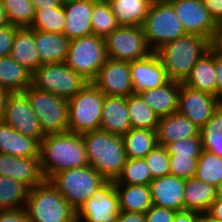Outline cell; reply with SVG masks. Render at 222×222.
Returning <instances> with one entry per match:
<instances>
[{
    "mask_svg": "<svg viewBox=\"0 0 222 222\" xmlns=\"http://www.w3.org/2000/svg\"><path fill=\"white\" fill-rule=\"evenodd\" d=\"M88 165L81 134L70 131L48 134L40 142V168L45 180L54 174Z\"/></svg>",
    "mask_w": 222,
    "mask_h": 222,
    "instance_id": "1",
    "label": "cell"
},
{
    "mask_svg": "<svg viewBox=\"0 0 222 222\" xmlns=\"http://www.w3.org/2000/svg\"><path fill=\"white\" fill-rule=\"evenodd\" d=\"M81 135L87 152L88 165L107 181H116L127 160L122 136L101 129Z\"/></svg>",
    "mask_w": 222,
    "mask_h": 222,
    "instance_id": "2",
    "label": "cell"
},
{
    "mask_svg": "<svg viewBox=\"0 0 222 222\" xmlns=\"http://www.w3.org/2000/svg\"><path fill=\"white\" fill-rule=\"evenodd\" d=\"M213 43L195 34H185L164 44L155 53L164 66L169 80L183 83L197 61L209 51Z\"/></svg>",
    "mask_w": 222,
    "mask_h": 222,
    "instance_id": "3",
    "label": "cell"
},
{
    "mask_svg": "<svg viewBox=\"0 0 222 222\" xmlns=\"http://www.w3.org/2000/svg\"><path fill=\"white\" fill-rule=\"evenodd\" d=\"M25 210L29 222H75L76 210L49 182L29 189Z\"/></svg>",
    "mask_w": 222,
    "mask_h": 222,
    "instance_id": "4",
    "label": "cell"
},
{
    "mask_svg": "<svg viewBox=\"0 0 222 222\" xmlns=\"http://www.w3.org/2000/svg\"><path fill=\"white\" fill-rule=\"evenodd\" d=\"M107 180L87 165L54 174L49 182L77 211Z\"/></svg>",
    "mask_w": 222,
    "mask_h": 222,
    "instance_id": "5",
    "label": "cell"
},
{
    "mask_svg": "<svg viewBox=\"0 0 222 222\" xmlns=\"http://www.w3.org/2000/svg\"><path fill=\"white\" fill-rule=\"evenodd\" d=\"M105 95L92 83L68 99V131L83 134L100 129Z\"/></svg>",
    "mask_w": 222,
    "mask_h": 222,
    "instance_id": "6",
    "label": "cell"
},
{
    "mask_svg": "<svg viewBox=\"0 0 222 222\" xmlns=\"http://www.w3.org/2000/svg\"><path fill=\"white\" fill-rule=\"evenodd\" d=\"M107 59L105 39L92 34L71 39L64 62L92 82Z\"/></svg>",
    "mask_w": 222,
    "mask_h": 222,
    "instance_id": "7",
    "label": "cell"
},
{
    "mask_svg": "<svg viewBox=\"0 0 222 222\" xmlns=\"http://www.w3.org/2000/svg\"><path fill=\"white\" fill-rule=\"evenodd\" d=\"M44 133L56 134L68 131V101L53 93L37 89L33 85L23 92Z\"/></svg>",
    "mask_w": 222,
    "mask_h": 222,
    "instance_id": "8",
    "label": "cell"
},
{
    "mask_svg": "<svg viewBox=\"0 0 222 222\" xmlns=\"http://www.w3.org/2000/svg\"><path fill=\"white\" fill-rule=\"evenodd\" d=\"M142 28L147 44L153 52L186 34L168 1L150 5Z\"/></svg>",
    "mask_w": 222,
    "mask_h": 222,
    "instance_id": "9",
    "label": "cell"
},
{
    "mask_svg": "<svg viewBox=\"0 0 222 222\" xmlns=\"http://www.w3.org/2000/svg\"><path fill=\"white\" fill-rule=\"evenodd\" d=\"M88 82L65 62L44 64L32 74L34 87L67 100L81 91Z\"/></svg>",
    "mask_w": 222,
    "mask_h": 222,
    "instance_id": "10",
    "label": "cell"
},
{
    "mask_svg": "<svg viewBox=\"0 0 222 222\" xmlns=\"http://www.w3.org/2000/svg\"><path fill=\"white\" fill-rule=\"evenodd\" d=\"M105 46L108 58L118 61L131 62L153 53L138 26H119L105 38Z\"/></svg>",
    "mask_w": 222,
    "mask_h": 222,
    "instance_id": "11",
    "label": "cell"
},
{
    "mask_svg": "<svg viewBox=\"0 0 222 222\" xmlns=\"http://www.w3.org/2000/svg\"><path fill=\"white\" fill-rule=\"evenodd\" d=\"M168 2L173 6L186 34H195L214 42L217 23L210 16L203 0H169Z\"/></svg>",
    "mask_w": 222,
    "mask_h": 222,
    "instance_id": "12",
    "label": "cell"
},
{
    "mask_svg": "<svg viewBox=\"0 0 222 222\" xmlns=\"http://www.w3.org/2000/svg\"><path fill=\"white\" fill-rule=\"evenodd\" d=\"M119 212V197L114 182L106 181L76 211V219L82 222H116Z\"/></svg>",
    "mask_w": 222,
    "mask_h": 222,
    "instance_id": "13",
    "label": "cell"
},
{
    "mask_svg": "<svg viewBox=\"0 0 222 222\" xmlns=\"http://www.w3.org/2000/svg\"><path fill=\"white\" fill-rule=\"evenodd\" d=\"M3 122L17 132L33 137L39 142L45 137L28 97L23 92L8 95Z\"/></svg>",
    "mask_w": 222,
    "mask_h": 222,
    "instance_id": "14",
    "label": "cell"
},
{
    "mask_svg": "<svg viewBox=\"0 0 222 222\" xmlns=\"http://www.w3.org/2000/svg\"><path fill=\"white\" fill-rule=\"evenodd\" d=\"M92 83L106 96L128 97L134 94L130 62L108 58Z\"/></svg>",
    "mask_w": 222,
    "mask_h": 222,
    "instance_id": "15",
    "label": "cell"
},
{
    "mask_svg": "<svg viewBox=\"0 0 222 222\" xmlns=\"http://www.w3.org/2000/svg\"><path fill=\"white\" fill-rule=\"evenodd\" d=\"M220 104L216 96L181 83L178 112L191 120L199 129L206 124Z\"/></svg>",
    "mask_w": 222,
    "mask_h": 222,
    "instance_id": "16",
    "label": "cell"
},
{
    "mask_svg": "<svg viewBox=\"0 0 222 222\" xmlns=\"http://www.w3.org/2000/svg\"><path fill=\"white\" fill-rule=\"evenodd\" d=\"M130 69L134 94L155 89L169 81L166 70L155 52L143 59L131 61Z\"/></svg>",
    "mask_w": 222,
    "mask_h": 222,
    "instance_id": "17",
    "label": "cell"
},
{
    "mask_svg": "<svg viewBox=\"0 0 222 222\" xmlns=\"http://www.w3.org/2000/svg\"><path fill=\"white\" fill-rule=\"evenodd\" d=\"M0 175L21 182L29 189L45 180L40 168V157H16L0 153Z\"/></svg>",
    "mask_w": 222,
    "mask_h": 222,
    "instance_id": "18",
    "label": "cell"
},
{
    "mask_svg": "<svg viewBox=\"0 0 222 222\" xmlns=\"http://www.w3.org/2000/svg\"><path fill=\"white\" fill-rule=\"evenodd\" d=\"M185 183V179L172 174L153 179L150 183L153 205L174 211L184 210Z\"/></svg>",
    "mask_w": 222,
    "mask_h": 222,
    "instance_id": "19",
    "label": "cell"
},
{
    "mask_svg": "<svg viewBox=\"0 0 222 222\" xmlns=\"http://www.w3.org/2000/svg\"><path fill=\"white\" fill-rule=\"evenodd\" d=\"M94 1L92 0H64L65 12L64 35L69 40L93 34L91 14Z\"/></svg>",
    "mask_w": 222,
    "mask_h": 222,
    "instance_id": "20",
    "label": "cell"
},
{
    "mask_svg": "<svg viewBox=\"0 0 222 222\" xmlns=\"http://www.w3.org/2000/svg\"><path fill=\"white\" fill-rule=\"evenodd\" d=\"M200 129L186 116L175 112L159 117L156 130L157 144H167L187 138L197 137Z\"/></svg>",
    "mask_w": 222,
    "mask_h": 222,
    "instance_id": "21",
    "label": "cell"
},
{
    "mask_svg": "<svg viewBox=\"0 0 222 222\" xmlns=\"http://www.w3.org/2000/svg\"><path fill=\"white\" fill-rule=\"evenodd\" d=\"M131 128L126 97L105 95L100 129L110 134L123 136Z\"/></svg>",
    "mask_w": 222,
    "mask_h": 222,
    "instance_id": "22",
    "label": "cell"
},
{
    "mask_svg": "<svg viewBox=\"0 0 222 222\" xmlns=\"http://www.w3.org/2000/svg\"><path fill=\"white\" fill-rule=\"evenodd\" d=\"M181 82L169 80L155 89L139 93L143 101L159 116L178 112L179 91Z\"/></svg>",
    "mask_w": 222,
    "mask_h": 222,
    "instance_id": "23",
    "label": "cell"
},
{
    "mask_svg": "<svg viewBox=\"0 0 222 222\" xmlns=\"http://www.w3.org/2000/svg\"><path fill=\"white\" fill-rule=\"evenodd\" d=\"M184 85L216 96L215 45L213 44L193 66Z\"/></svg>",
    "mask_w": 222,
    "mask_h": 222,
    "instance_id": "24",
    "label": "cell"
},
{
    "mask_svg": "<svg viewBox=\"0 0 222 222\" xmlns=\"http://www.w3.org/2000/svg\"><path fill=\"white\" fill-rule=\"evenodd\" d=\"M0 153L16 157H40V142L0 122Z\"/></svg>",
    "mask_w": 222,
    "mask_h": 222,
    "instance_id": "25",
    "label": "cell"
},
{
    "mask_svg": "<svg viewBox=\"0 0 222 222\" xmlns=\"http://www.w3.org/2000/svg\"><path fill=\"white\" fill-rule=\"evenodd\" d=\"M34 39L41 66L65 61L70 41L66 35L34 29Z\"/></svg>",
    "mask_w": 222,
    "mask_h": 222,
    "instance_id": "26",
    "label": "cell"
},
{
    "mask_svg": "<svg viewBox=\"0 0 222 222\" xmlns=\"http://www.w3.org/2000/svg\"><path fill=\"white\" fill-rule=\"evenodd\" d=\"M10 56L32 74L41 66L39 52L35 47L34 29H16Z\"/></svg>",
    "mask_w": 222,
    "mask_h": 222,
    "instance_id": "27",
    "label": "cell"
},
{
    "mask_svg": "<svg viewBox=\"0 0 222 222\" xmlns=\"http://www.w3.org/2000/svg\"><path fill=\"white\" fill-rule=\"evenodd\" d=\"M216 187L193 177L187 179L184 190V210L207 213L216 200Z\"/></svg>",
    "mask_w": 222,
    "mask_h": 222,
    "instance_id": "28",
    "label": "cell"
},
{
    "mask_svg": "<svg viewBox=\"0 0 222 222\" xmlns=\"http://www.w3.org/2000/svg\"><path fill=\"white\" fill-rule=\"evenodd\" d=\"M32 85V73L10 55L0 57V88L10 93L24 92Z\"/></svg>",
    "mask_w": 222,
    "mask_h": 222,
    "instance_id": "29",
    "label": "cell"
},
{
    "mask_svg": "<svg viewBox=\"0 0 222 222\" xmlns=\"http://www.w3.org/2000/svg\"><path fill=\"white\" fill-rule=\"evenodd\" d=\"M119 26L142 27L151 3L147 0H107Z\"/></svg>",
    "mask_w": 222,
    "mask_h": 222,
    "instance_id": "30",
    "label": "cell"
},
{
    "mask_svg": "<svg viewBox=\"0 0 222 222\" xmlns=\"http://www.w3.org/2000/svg\"><path fill=\"white\" fill-rule=\"evenodd\" d=\"M120 211L145 213L152 205L150 185H114Z\"/></svg>",
    "mask_w": 222,
    "mask_h": 222,
    "instance_id": "31",
    "label": "cell"
},
{
    "mask_svg": "<svg viewBox=\"0 0 222 222\" xmlns=\"http://www.w3.org/2000/svg\"><path fill=\"white\" fill-rule=\"evenodd\" d=\"M122 139L128 159L144 158L157 145L155 130L131 128Z\"/></svg>",
    "mask_w": 222,
    "mask_h": 222,
    "instance_id": "32",
    "label": "cell"
},
{
    "mask_svg": "<svg viewBox=\"0 0 222 222\" xmlns=\"http://www.w3.org/2000/svg\"><path fill=\"white\" fill-rule=\"evenodd\" d=\"M126 104L132 128L157 130L159 116L139 94H131L126 97Z\"/></svg>",
    "mask_w": 222,
    "mask_h": 222,
    "instance_id": "33",
    "label": "cell"
},
{
    "mask_svg": "<svg viewBox=\"0 0 222 222\" xmlns=\"http://www.w3.org/2000/svg\"><path fill=\"white\" fill-rule=\"evenodd\" d=\"M29 188L10 177L0 175V210L25 208Z\"/></svg>",
    "mask_w": 222,
    "mask_h": 222,
    "instance_id": "34",
    "label": "cell"
},
{
    "mask_svg": "<svg viewBox=\"0 0 222 222\" xmlns=\"http://www.w3.org/2000/svg\"><path fill=\"white\" fill-rule=\"evenodd\" d=\"M202 148L222 157V103L199 131Z\"/></svg>",
    "mask_w": 222,
    "mask_h": 222,
    "instance_id": "35",
    "label": "cell"
},
{
    "mask_svg": "<svg viewBox=\"0 0 222 222\" xmlns=\"http://www.w3.org/2000/svg\"><path fill=\"white\" fill-rule=\"evenodd\" d=\"M91 24L93 35L104 39L119 27L107 0L94 1Z\"/></svg>",
    "mask_w": 222,
    "mask_h": 222,
    "instance_id": "36",
    "label": "cell"
},
{
    "mask_svg": "<svg viewBox=\"0 0 222 222\" xmlns=\"http://www.w3.org/2000/svg\"><path fill=\"white\" fill-rule=\"evenodd\" d=\"M8 23L18 28L31 27L35 7L31 0H1Z\"/></svg>",
    "mask_w": 222,
    "mask_h": 222,
    "instance_id": "37",
    "label": "cell"
},
{
    "mask_svg": "<svg viewBox=\"0 0 222 222\" xmlns=\"http://www.w3.org/2000/svg\"><path fill=\"white\" fill-rule=\"evenodd\" d=\"M195 178L215 187L222 184V157L203 149Z\"/></svg>",
    "mask_w": 222,
    "mask_h": 222,
    "instance_id": "38",
    "label": "cell"
},
{
    "mask_svg": "<svg viewBox=\"0 0 222 222\" xmlns=\"http://www.w3.org/2000/svg\"><path fill=\"white\" fill-rule=\"evenodd\" d=\"M151 173L144 158L128 159L114 185H150Z\"/></svg>",
    "mask_w": 222,
    "mask_h": 222,
    "instance_id": "39",
    "label": "cell"
},
{
    "mask_svg": "<svg viewBox=\"0 0 222 222\" xmlns=\"http://www.w3.org/2000/svg\"><path fill=\"white\" fill-rule=\"evenodd\" d=\"M65 20L63 4L50 9H40L36 10L34 21L30 28L64 34Z\"/></svg>",
    "mask_w": 222,
    "mask_h": 222,
    "instance_id": "40",
    "label": "cell"
},
{
    "mask_svg": "<svg viewBox=\"0 0 222 222\" xmlns=\"http://www.w3.org/2000/svg\"><path fill=\"white\" fill-rule=\"evenodd\" d=\"M152 179L171 174L169 154L165 146L157 144L144 157Z\"/></svg>",
    "mask_w": 222,
    "mask_h": 222,
    "instance_id": "41",
    "label": "cell"
},
{
    "mask_svg": "<svg viewBox=\"0 0 222 222\" xmlns=\"http://www.w3.org/2000/svg\"><path fill=\"white\" fill-rule=\"evenodd\" d=\"M165 147L169 156L200 157L203 150L200 134L197 137L171 142Z\"/></svg>",
    "mask_w": 222,
    "mask_h": 222,
    "instance_id": "42",
    "label": "cell"
},
{
    "mask_svg": "<svg viewBox=\"0 0 222 222\" xmlns=\"http://www.w3.org/2000/svg\"><path fill=\"white\" fill-rule=\"evenodd\" d=\"M199 157L169 156L171 174L182 179L195 177Z\"/></svg>",
    "mask_w": 222,
    "mask_h": 222,
    "instance_id": "43",
    "label": "cell"
},
{
    "mask_svg": "<svg viewBox=\"0 0 222 222\" xmlns=\"http://www.w3.org/2000/svg\"><path fill=\"white\" fill-rule=\"evenodd\" d=\"M176 211L152 205L146 212V222H173Z\"/></svg>",
    "mask_w": 222,
    "mask_h": 222,
    "instance_id": "44",
    "label": "cell"
},
{
    "mask_svg": "<svg viewBox=\"0 0 222 222\" xmlns=\"http://www.w3.org/2000/svg\"><path fill=\"white\" fill-rule=\"evenodd\" d=\"M17 28L11 24L0 28V57L10 55Z\"/></svg>",
    "mask_w": 222,
    "mask_h": 222,
    "instance_id": "45",
    "label": "cell"
},
{
    "mask_svg": "<svg viewBox=\"0 0 222 222\" xmlns=\"http://www.w3.org/2000/svg\"><path fill=\"white\" fill-rule=\"evenodd\" d=\"M0 222H29L25 208L0 210Z\"/></svg>",
    "mask_w": 222,
    "mask_h": 222,
    "instance_id": "46",
    "label": "cell"
},
{
    "mask_svg": "<svg viewBox=\"0 0 222 222\" xmlns=\"http://www.w3.org/2000/svg\"><path fill=\"white\" fill-rule=\"evenodd\" d=\"M216 98L222 103V50L215 45Z\"/></svg>",
    "mask_w": 222,
    "mask_h": 222,
    "instance_id": "47",
    "label": "cell"
},
{
    "mask_svg": "<svg viewBox=\"0 0 222 222\" xmlns=\"http://www.w3.org/2000/svg\"><path fill=\"white\" fill-rule=\"evenodd\" d=\"M203 2L216 23L222 20V0H203Z\"/></svg>",
    "mask_w": 222,
    "mask_h": 222,
    "instance_id": "48",
    "label": "cell"
},
{
    "mask_svg": "<svg viewBox=\"0 0 222 222\" xmlns=\"http://www.w3.org/2000/svg\"><path fill=\"white\" fill-rule=\"evenodd\" d=\"M116 222H146L145 213L120 211Z\"/></svg>",
    "mask_w": 222,
    "mask_h": 222,
    "instance_id": "49",
    "label": "cell"
},
{
    "mask_svg": "<svg viewBox=\"0 0 222 222\" xmlns=\"http://www.w3.org/2000/svg\"><path fill=\"white\" fill-rule=\"evenodd\" d=\"M199 214L193 211H176L173 222H195Z\"/></svg>",
    "mask_w": 222,
    "mask_h": 222,
    "instance_id": "50",
    "label": "cell"
},
{
    "mask_svg": "<svg viewBox=\"0 0 222 222\" xmlns=\"http://www.w3.org/2000/svg\"><path fill=\"white\" fill-rule=\"evenodd\" d=\"M63 1L64 0H31L35 7V10L58 7L63 4Z\"/></svg>",
    "mask_w": 222,
    "mask_h": 222,
    "instance_id": "51",
    "label": "cell"
},
{
    "mask_svg": "<svg viewBox=\"0 0 222 222\" xmlns=\"http://www.w3.org/2000/svg\"><path fill=\"white\" fill-rule=\"evenodd\" d=\"M210 216L214 219L219 220L222 222V200L216 199L211 207L210 210L207 212Z\"/></svg>",
    "mask_w": 222,
    "mask_h": 222,
    "instance_id": "52",
    "label": "cell"
},
{
    "mask_svg": "<svg viewBox=\"0 0 222 222\" xmlns=\"http://www.w3.org/2000/svg\"><path fill=\"white\" fill-rule=\"evenodd\" d=\"M9 94H10L9 91L0 88V122H2L4 119L5 106Z\"/></svg>",
    "mask_w": 222,
    "mask_h": 222,
    "instance_id": "53",
    "label": "cell"
},
{
    "mask_svg": "<svg viewBox=\"0 0 222 222\" xmlns=\"http://www.w3.org/2000/svg\"><path fill=\"white\" fill-rule=\"evenodd\" d=\"M8 24H9L8 19H7L5 10L2 6V2L0 0V28H3L5 26H7Z\"/></svg>",
    "mask_w": 222,
    "mask_h": 222,
    "instance_id": "54",
    "label": "cell"
},
{
    "mask_svg": "<svg viewBox=\"0 0 222 222\" xmlns=\"http://www.w3.org/2000/svg\"><path fill=\"white\" fill-rule=\"evenodd\" d=\"M198 218L202 222H221L219 220L214 219L212 216H210L208 213L199 214Z\"/></svg>",
    "mask_w": 222,
    "mask_h": 222,
    "instance_id": "55",
    "label": "cell"
},
{
    "mask_svg": "<svg viewBox=\"0 0 222 222\" xmlns=\"http://www.w3.org/2000/svg\"><path fill=\"white\" fill-rule=\"evenodd\" d=\"M214 41H222V20L217 23V34Z\"/></svg>",
    "mask_w": 222,
    "mask_h": 222,
    "instance_id": "56",
    "label": "cell"
},
{
    "mask_svg": "<svg viewBox=\"0 0 222 222\" xmlns=\"http://www.w3.org/2000/svg\"><path fill=\"white\" fill-rule=\"evenodd\" d=\"M217 193H216V199L222 200V184L218 185L216 187Z\"/></svg>",
    "mask_w": 222,
    "mask_h": 222,
    "instance_id": "57",
    "label": "cell"
},
{
    "mask_svg": "<svg viewBox=\"0 0 222 222\" xmlns=\"http://www.w3.org/2000/svg\"><path fill=\"white\" fill-rule=\"evenodd\" d=\"M149 3H160V2H167L169 0H147Z\"/></svg>",
    "mask_w": 222,
    "mask_h": 222,
    "instance_id": "58",
    "label": "cell"
},
{
    "mask_svg": "<svg viewBox=\"0 0 222 222\" xmlns=\"http://www.w3.org/2000/svg\"><path fill=\"white\" fill-rule=\"evenodd\" d=\"M213 44L218 46L222 50V41H214Z\"/></svg>",
    "mask_w": 222,
    "mask_h": 222,
    "instance_id": "59",
    "label": "cell"
},
{
    "mask_svg": "<svg viewBox=\"0 0 222 222\" xmlns=\"http://www.w3.org/2000/svg\"><path fill=\"white\" fill-rule=\"evenodd\" d=\"M195 222H202V221L199 218H197Z\"/></svg>",
    "mask_w": 222,
    "mask_h": 222,
    "instance_id": "60",
    "label": "cell"
}]
</instances>
